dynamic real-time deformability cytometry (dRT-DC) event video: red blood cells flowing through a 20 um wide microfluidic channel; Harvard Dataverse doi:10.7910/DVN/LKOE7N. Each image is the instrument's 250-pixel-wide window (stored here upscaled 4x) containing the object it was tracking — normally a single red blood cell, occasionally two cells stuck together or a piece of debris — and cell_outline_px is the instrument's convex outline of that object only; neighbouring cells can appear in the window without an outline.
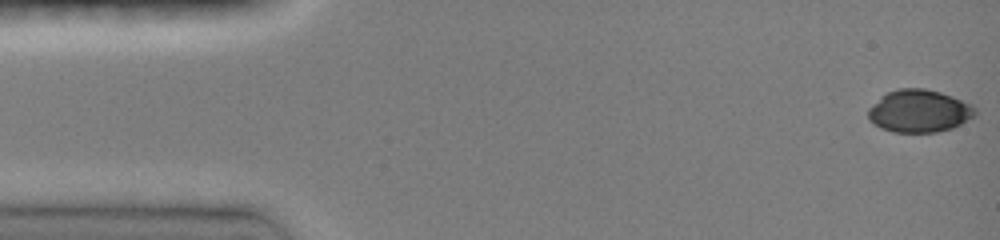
{"species": "common noctule bat (a hibernating species)", "species_latin": "Nyctalus noctula", "temperature_condition": "room temperature", "stored_images_in_passage": 47, "camera_frame_rate_fps": 3000, "um_per_image_px": 0.085, "animal": {"sex": "female", "body_mass_g": 19.0, "forearm_length_mm": 51.5}, "frame": {"image": 1, "passage_image": 1, "time_ms": 0.0, "image_size_px": [1000, 240], "cell_outline_px": [[976, 116], [952, 128], [936, 132], [892, 132], [880, 128], [868, 120], [868, 108], [880, 96], [888, 92], [900, 88], [924, 88], [940, 92], [952, 96], [972, 104], [976, 108]], "centroid_in_image_um": [78.12, 9.44], "position_along_channel_um": 6.9, "area_um2": 26.76}}
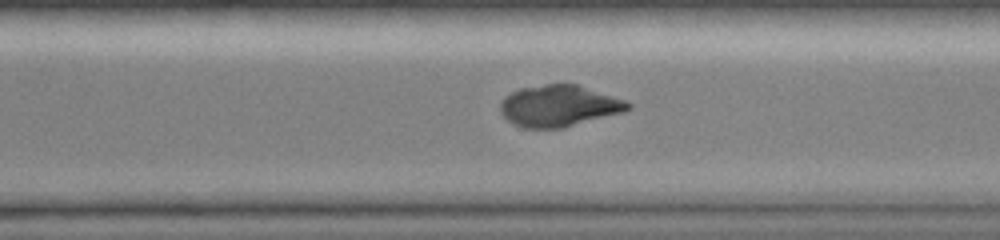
{"frame": {"image": 2, "passage_image": 33, "time_ms": 10.667, "image_size_px": [1000, 240], "cell_outline_px": [[632, 108], [624, 112], [564, 128], [524, 128], [512, 124], [500, 112], [500, 104], [504, 96], [520, 88], [544, 84], [576, 84], [624, 100], [632, 104]], "centroid_in_image_um": [47.5, 9.01], "position_along_channel_um": 323.1, "area_um2": 30.87}}
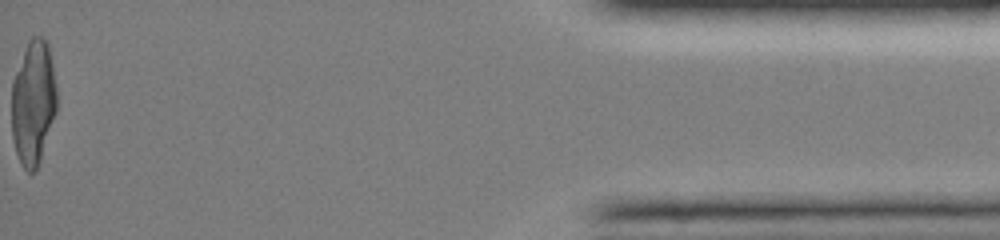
{"frame": {"image": 3, "passage_image": 47, "time_ms": 15.333, "image_size_px": [1000, 240], "cell_outline_px": [[56, 112], [36, 172], [28, 172], [24, 168], [16, 152], [12, 136], [12, 80], [28, 40], [32, 36], [40, 36], [48, 44], [52, 64], [56, 88]], "centroid_in_image_um": [2.82, 8.72], "position_along_channel_um": 432.4, "area_um2": 32.6}}